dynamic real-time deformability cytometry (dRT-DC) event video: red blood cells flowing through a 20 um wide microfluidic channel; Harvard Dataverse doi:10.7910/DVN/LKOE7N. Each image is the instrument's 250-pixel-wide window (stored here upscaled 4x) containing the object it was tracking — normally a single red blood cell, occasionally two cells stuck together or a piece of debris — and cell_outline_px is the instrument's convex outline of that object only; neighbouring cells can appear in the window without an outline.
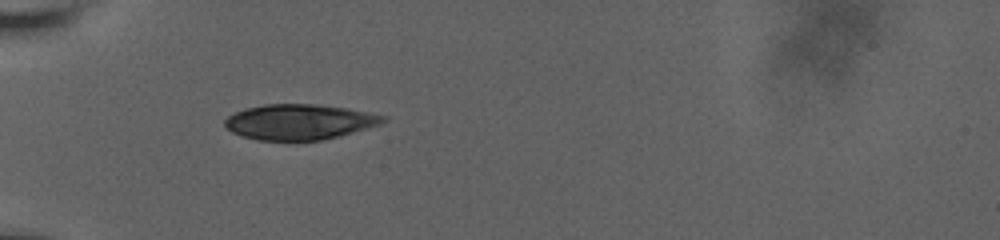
{"species": "human", "species_latin": "Homo sapiens", "temperature_condition": "room temperature", "stored_images_in_passage": 6, "camera_frame_rate_fps": 3000, "um_per_image_px": 0.085, "donor": {"sex": "male"}, "frame": {"image": 1, "passage_image": 4, "time_ms": 1.333, "image_size_px": [1000, 240], "cell_outline_px": [[388, 120], [380, 124], [352, 132], [320, 140], [256, 140], [240, 136], [232, 132], [224, 124], [224, 120], [228, 116], [244, 108], [264, 104], [316, 104], [348, 108], [388, 116]], "centroid_in_image_um": [25.43, 10.35], "position_along_channel_um": 59.6, "area_um2": 32.6}}
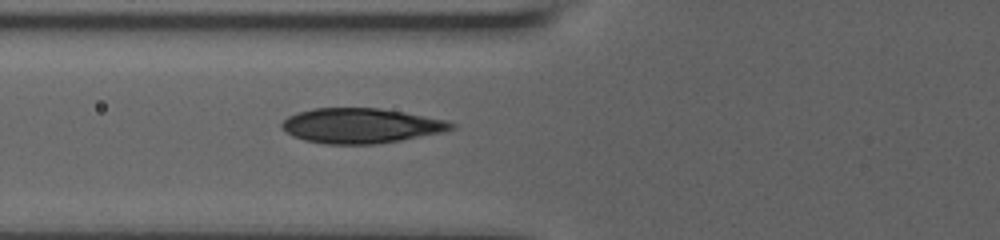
{"frame": {"image": 2, "passage_image": 6, "time_ms": 2.667, "image_size_px": [1000, 240], "cell_outline_px": [[456, 128], [444, 132], [400, 140], [376, 144], [324, 144], [304, 140], [292, 136], [280, 128], [280, 124], [288, 116], [296, 112], [312, 108], [380, 108], [404, 112], [448, 120], [456, 124]], "centroid_in_image_um": [30.67, 10.68], "position_along_channel_um": 95.1, "area_um2": 34.85}}